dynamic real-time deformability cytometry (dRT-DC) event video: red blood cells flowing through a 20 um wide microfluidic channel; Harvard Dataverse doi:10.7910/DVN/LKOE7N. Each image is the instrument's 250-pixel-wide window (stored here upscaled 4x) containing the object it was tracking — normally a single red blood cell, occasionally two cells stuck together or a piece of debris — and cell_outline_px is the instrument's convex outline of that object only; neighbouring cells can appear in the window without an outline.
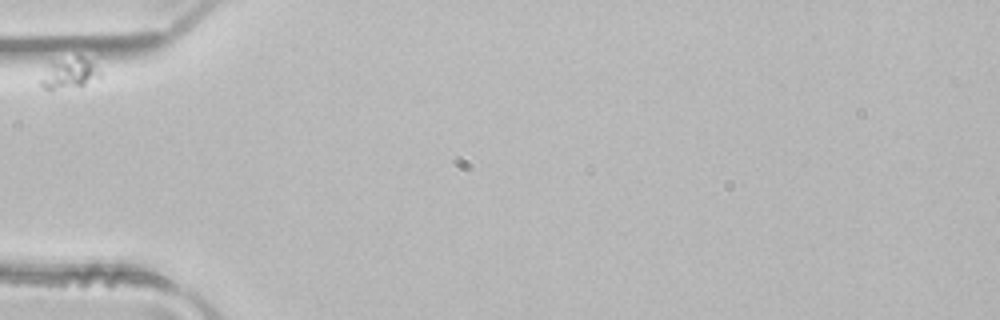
{"species": "common noctule bat (a hibernating species)", "species_latin": "Nyctalus noctula", "temperature_condition": "room temperature", "stored_images_in_passage": 1, "camera_frame_rate_fps": 3000, "um_per_image_px": 0.085, "animal": {"sex": "male", "body_mass_g": 21.5, "forearm_length_mm": 52.0}, "frame": {"image": 1, "passage_image": 1, "time_ms": 0.0, "image_size_px": [1000, 320], "cell_outline_px": [[100, 76], [84, 84], [52, 92], [44, 88], [40, 84], [40, 80], [48, 64], [52, 60], [76, 56], [80, 56], [88, 60], [100, 72]], "centroid_in_image_um": [5.8, 6.25], "position_along_channel_um": 79.2, "area_um2": 10.58}}